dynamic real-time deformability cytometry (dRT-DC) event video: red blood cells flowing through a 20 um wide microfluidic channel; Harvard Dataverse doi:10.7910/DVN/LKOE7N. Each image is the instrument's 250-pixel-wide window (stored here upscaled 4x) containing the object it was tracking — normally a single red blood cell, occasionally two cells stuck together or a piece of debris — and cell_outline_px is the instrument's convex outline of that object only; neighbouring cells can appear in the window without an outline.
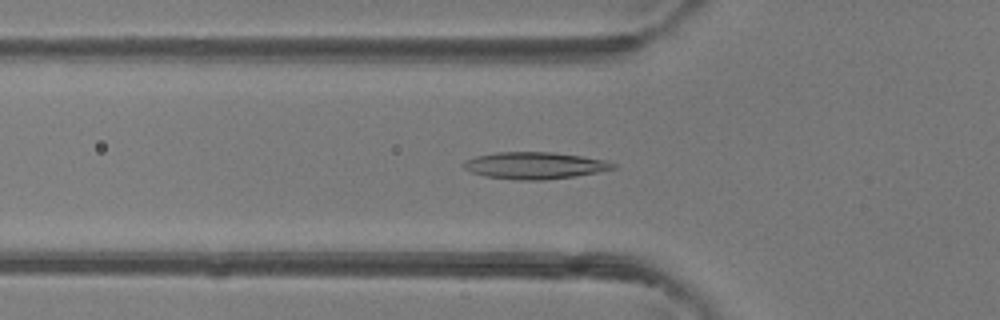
{"species": "common noctule bat (a hibernating species)", "species_latin": "Nyctalus noctula", "temperature_condition": "room temperature", "stored_images_in_passage": 46, "camera_frame_rate_fps": 3000, "um_per_image_px": 0.085, "animal": {"sex": "female"}, "frame": {"image": 1, "passage_image": 16, "time_ms": 5.0, "image_size_px": [1000, 320], "cell_outline_px": [[616, 168], [576, 176], [544, 180], [520, 180], [484, 176], [472, 172], [464, 168], [460, 164], [464, 160], [476, 156], [496, 152], [552, 152], [580, 156], [604, 160], [616, 164]], "centroid_in_image_um": [45.4, 14.07], "position_along_channel_um": 80.4, "area_um2": 23.35}}
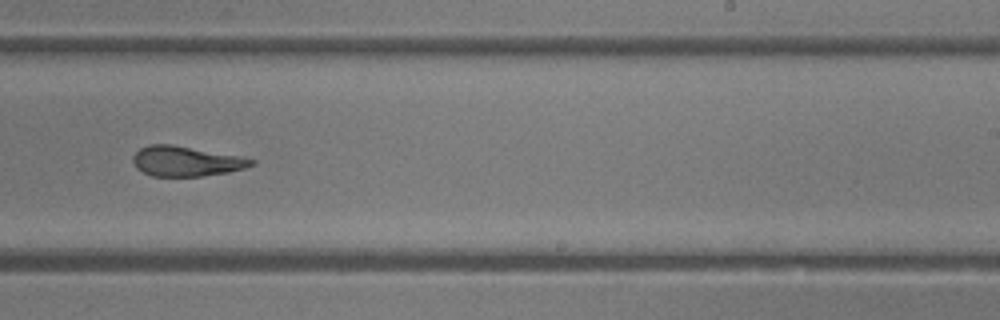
{"frame": {"image": 2, "passage_image": 29, "time_ms": 9.333, "image_size_px": [1000, 320], "cell_outline_px": [[256, 164], [244, 168], [228, 172], [204, 176], [152, 176], [136, 168], [132, 160], [132, 156], [140, 148], [148, 144], [172, 144], [244, 156], [256, 160]], "centroid_in_image_um": [15.85, 13.69], "position_along_channel_um": 273.2, "area_um2": 21.04}}
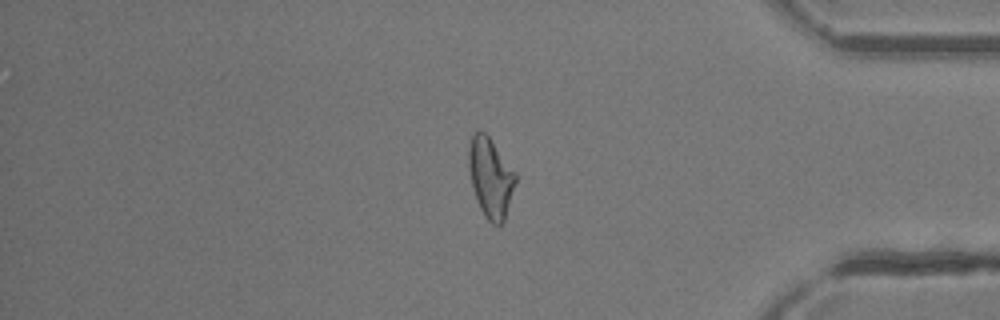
{"frame": {"image": 3, "passage_image": 39, "time_ms": 12.667, "image_size_px": [1000, 320], "cell_outline_px": [[516, 184], [504, 220], [500, 224], [492, 224], [488, 220], [480, 208], [476, 200], [472, 188], [468, 168], [468, 148], [472, 132], [480, 128], [488, 136], [516, 172]], "centroid_in_image_um": [41.67, 15.05], "position_along_channel_um": 393.5, "area_um2": 21.96}, "authors_computed_cell_mechanics": {"area_um2": 21.9351, "velocity_mm_per_s": 4.4342, "shape_relaxation_time_tau1_ms": null, "shape_relaxation_time_tau2_ms": 2.1792, "deformation_change_tau1": null, "deformation_change_tau2": 0.1082}}